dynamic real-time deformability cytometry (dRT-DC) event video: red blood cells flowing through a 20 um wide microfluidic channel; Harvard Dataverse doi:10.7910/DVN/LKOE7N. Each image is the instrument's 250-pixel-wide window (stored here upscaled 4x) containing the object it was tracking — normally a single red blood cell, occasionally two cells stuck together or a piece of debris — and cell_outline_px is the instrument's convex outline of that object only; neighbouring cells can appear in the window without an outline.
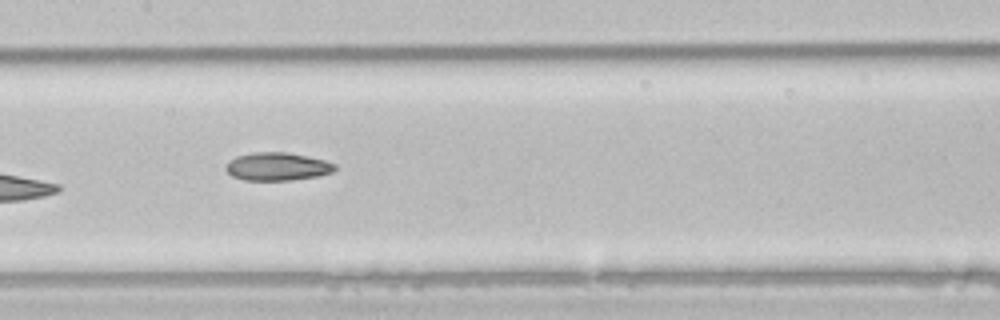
{"species": "common noctule bat (a hibernating species)", "species_latin": "Nyctalus noctula", "temperature_condition": "room temperature", "stored_images_in_passage": 8, "camera_frame_rate_fps": 3000, "um_per_image_px": 0.085, "animal": {"sex": "male", "body_mass_g": 21.5, "forearm_length_mm": 52.0}, "frame": {"image": 1, "passage_image": 7, "time_ms": 2.0, "image_size_px": [1000, 320], "cell_outline_px": [[336, 168], [332, 172], [316, 176], [292, 180], [244, 180], [232, 176], [224, 168], [228, 160], [236, 156], [252, 152], [288, 152], [324, 160], [336, 164]], "centroid_in_image_um": [23.53, 14.15], "position_along_channel_um": 183.9, "area_um2": 17.86}}
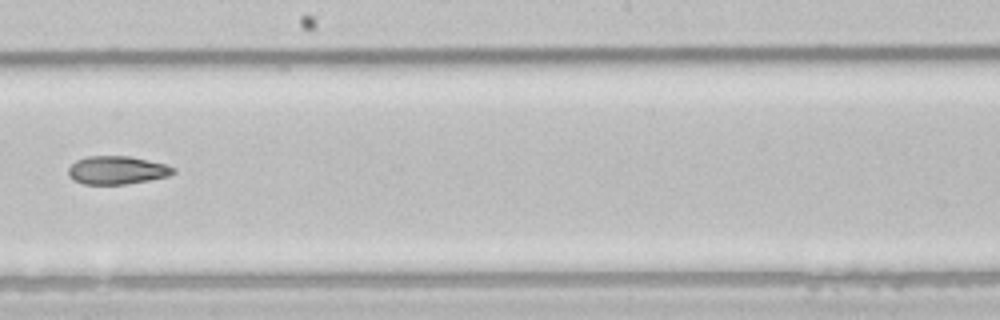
{"frame": {"image": 2, "passage_image": 8, "time_ms": 2.333, "image_size_px": [1000, 320], "cell_outline_px": [[176, 172], [168, 176], [152, 180], [124, 184], [84, 184], [72, 180], [68, 176], [68, 168], [76, 160], [88, 156], [128, 156], [164, 164], [176, 168]], "centroid_in_image_um": [9.93, 14.47], "position_along_channel_um": 238.3, "area_um2": 17.28}}